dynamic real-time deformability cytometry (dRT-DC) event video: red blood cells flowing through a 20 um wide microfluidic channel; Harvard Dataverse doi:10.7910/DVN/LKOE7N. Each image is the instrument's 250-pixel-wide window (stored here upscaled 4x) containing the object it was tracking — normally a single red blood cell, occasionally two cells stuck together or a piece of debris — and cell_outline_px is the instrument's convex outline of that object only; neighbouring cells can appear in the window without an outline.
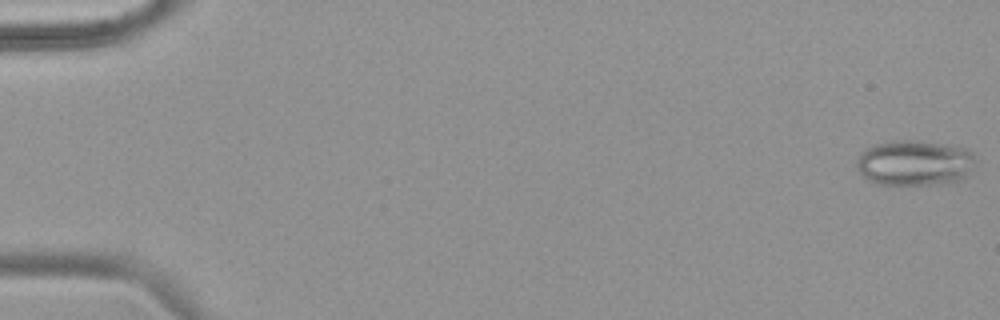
{"species": "common noctule bat (a hibernating species)", "species_latin": "Nyctalus noctula", "temperature_condition": "warm", "stored_images_in_passage": 54, "camera_frame_rate_fps": 3000, "um_per_image_px": 0.085, "animal": {"sex": "female", "body_mass_g": 18.4}, "frame": {"image": 1, "passage_image": 1, "time_ms": 0.0, "image_size_px": [1000, 320], "cell_outline_px": [[972, 160], [964, 180], [928, 184], [876, 184], [868, 180], [856, 168], [856, 160], [860, 152], [876, 144], [892, 140], [920, 140], [948, 144], [968, 148], [972, 152]], "centroid_in_image_um": [77.69, 13.82], "position_along_channel_um": 7.3, "area_um2": 31.39}}
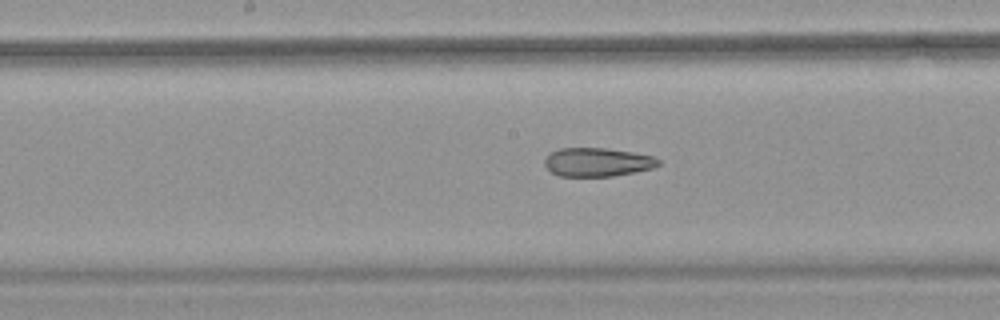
{"frame": {"image": 2, "passage_image": 29, "time_ms": 9.333, "image_size_px": [1000, 320], "cell_outline_px": [[660, 164], [652, 168], [636, 172], [612, 176], [560, 176], [552, 172], [544, 164], [544, 160], [552, 152], [560, 148], [608, 148], [656, 156], [660, 160]], "centroid_in_image_um": [50.82, 13.78], "position_along_channel_um": 197.4, "area_um2": 19.02}}
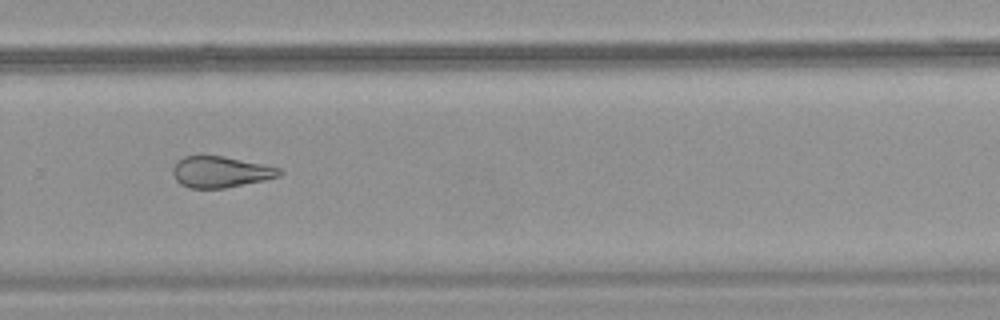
{"frame": {"image": 3, "passage_image": 38, "time_ms": 12.333, "image_size_px": [1000, 320], "cell_outline_px": [[284, 172], [280, 176], [264, 180], [224, 188], [188, 188], [180, 184], [176, 180], [172, 172], [172, 168], [176, 160], [184, 156], [224, 156], [264, 164], [280, 168]], "centroid_in_image_um": [18.73, 14.61], "position_along_channel_um": 311.1, "area_um2": 19.48}, "authors_computed_cell_mechanics": {"area_um2": 23.6691, "velocity_mm_per_s": 3.8066, "shape_relaxation_time_tau1_ms": null, "shape_relaxation_time_tau2_ms": 2.6805, "deformation_change_tau1": null, "deformation_change_tau2": 0.1088}}